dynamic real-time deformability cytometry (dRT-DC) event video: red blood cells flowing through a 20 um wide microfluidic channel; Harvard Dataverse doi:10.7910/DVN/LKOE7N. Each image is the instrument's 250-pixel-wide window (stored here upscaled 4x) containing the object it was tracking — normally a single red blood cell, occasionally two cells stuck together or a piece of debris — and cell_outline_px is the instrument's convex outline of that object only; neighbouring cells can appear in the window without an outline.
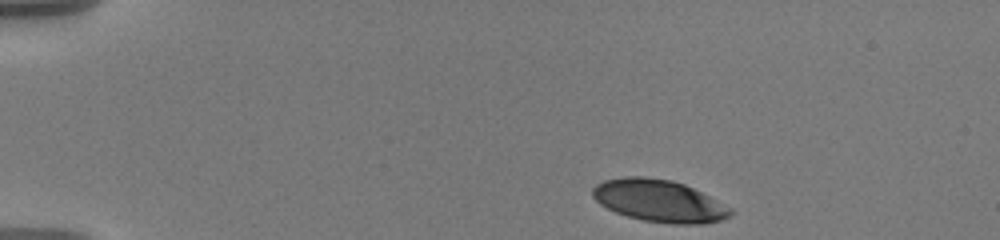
{"species": "human", "species_latin": "Homo sapiens", "temperature_condition": "warm", "stored_images_in_passage": 48, "camera_frame_rate_fps": 3000, "um_per_image_px": 0.085, "donor": {"sex": "male"}, "frame": {"image": 1, "passage_image": 1, "time_ms": 0.0, "image_size_px": [1000, 240], "cell_outline_px": [[736, 212], [732, 216], [720, 220], [704, 224], [672, 224], [644, 220], [628, 216], [616, 212], [600, 204], [592, 196], [592, 188], [596, 184], [604, 180], [624, 176], [644, 176], [672, 180], [684, 184], [732, 208]], "centroid_in_image_um": [56.04, 17.07], "position_along_channel_um": 29.0, "area_um2": 33.93}}
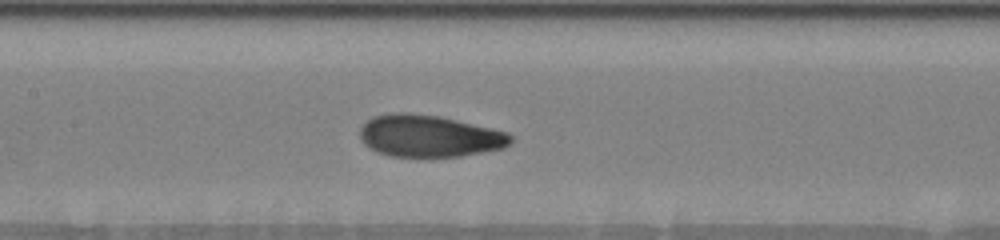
{"frame": {"image": 2, "passage_image": 20, "time_ms": 6.333, "image_size_px": [1000, 240], "cell_outline_px": [[512, 140], [504, 148], [484, 152], [460, 156], [392, 156], [376, 152], [368, 148], [360, 140], [360, 128], [372, 116], [392, 112], [408, 112], [440, 116], [492, 128], [508, 132], [512, 136]], "centroid_in_image_um": [36.46, 11.55], "position_along_channel_um": 170.9, "area_um2": 37.05}}
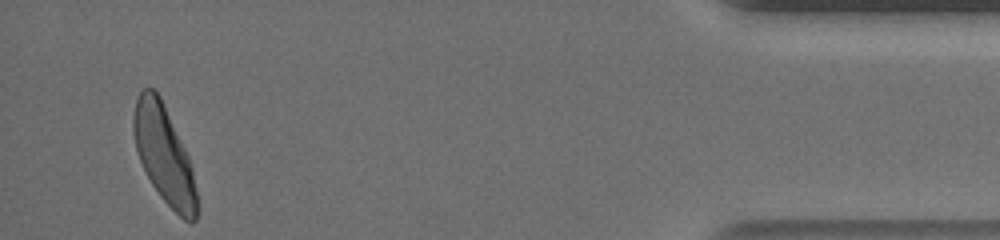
{"frame": {"image": 3, "passage_image": 46, "time_ms": 15.0, "image_size_px": [1000, 240], "cell_outline_px": [[196, 220], [192, 224], [184, 220], [160, 196], [152, 184], [140, 160], [136, 148], [132, 132], [132, 120], [136, 100], [140, 92], [144, 88], [152, 88], [160, 96], [188, 156], [192, 172], [196, 192]], "centroid_in_image_um": [13.92, 13.13], "position_along_channel_um": 421.3, "area_um2": 35.26}, "authors_computed_cell_mechanics": {"area_um2": 36.1539, "velocity_mm_per_s": 3.5986, "shape_relaxation_time_tau1_ms": 3.6346, "shape_relaxation_time_tau2_ms": 1.1897, "deformation_change_tau1": 0.1637, "deformation_change_tau2": 0.066}}